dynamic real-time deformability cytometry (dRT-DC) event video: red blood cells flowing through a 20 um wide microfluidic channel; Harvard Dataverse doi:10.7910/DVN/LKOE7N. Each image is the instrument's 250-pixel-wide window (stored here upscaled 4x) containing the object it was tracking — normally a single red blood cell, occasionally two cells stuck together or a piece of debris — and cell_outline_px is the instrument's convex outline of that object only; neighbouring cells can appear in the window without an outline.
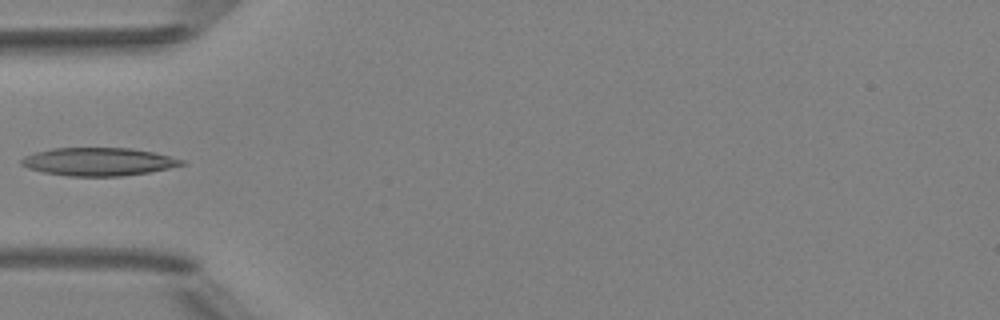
{"species": "Egyptian fruit bat (a non-hibernating species)", "species_latin": "Rousettus aegyptiacus", "temperature_condition": "room temperature", "stored_images_in_passage": 5, "camera_frame_rate_fps": 3000, "um_per_image_px": 0.085, "animal": {"sex": "female"}, "frame": {"image": 1, "passage_image": 4, "time_ms": 4.667, "image_size_px": [1000, 320], "cell_outline_px": [[188, 164], [148, 172], [120, 176], [68, 176], [44, 172], [28, 168], [20, 164], [20, 160], [24, 156], [36, 152], [52, 148], [132, 148], [156, 152], [184, 160]], "centroid_in_image_um": [8.39, 13.74], "position_along_channel_um": 76.6, "area_um2": 26.24}}
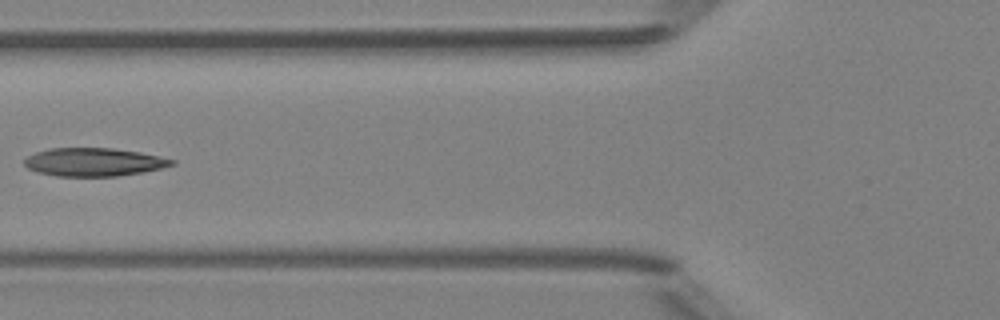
{"frame": {"image": 2, "passage_image": 5, "time_ms": 5.667, "image_size_px": [1000, 320], "cell_outline_px": [[176, 164], [144, 172], [116, 176], [56, 176], [36, 172], [28, 168], [24, 164], [24, 160], [28, 156], [36, 152], [48, 148], [112, 148], [140, 152], [160, 156], [176, 160]], "centroid_in_image_um": [7.98, 13.77], "position_along_channel_um": 117.8, "area_um2": 24.33}}